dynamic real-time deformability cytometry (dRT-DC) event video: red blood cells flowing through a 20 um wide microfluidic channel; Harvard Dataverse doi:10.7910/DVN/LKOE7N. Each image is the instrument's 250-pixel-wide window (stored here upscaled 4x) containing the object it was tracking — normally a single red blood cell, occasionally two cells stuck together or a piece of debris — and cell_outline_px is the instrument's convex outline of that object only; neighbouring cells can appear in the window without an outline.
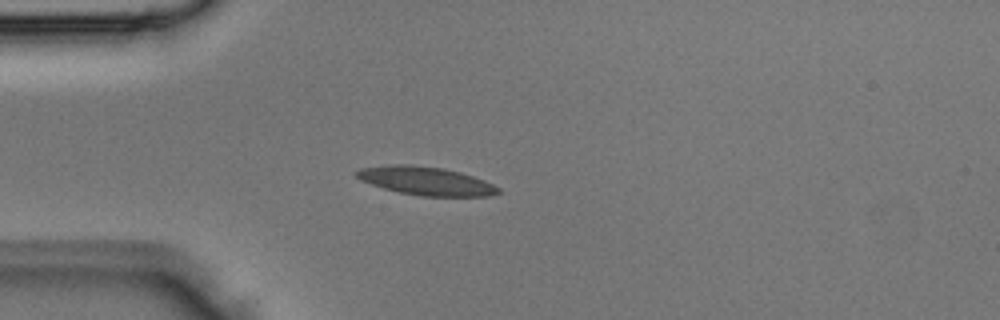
{"species": "Egyptian fruit bat (a non-hibernating species)", "species_latin": "Rousettus aegyptiacus", "temperature_condition": "room temperature", "stored_images_in_passage": 2, "camera_frame_rate_fps": 3000, "um_per_image_px": 0.085, "animal": {"sex": "male"}, "frame": {"image": 1, "passage_image": 2, "time_ms": 0.333, "image_size_px": [1000, 320], "cell_outline_px": [[500, 192], [488, 196], [420, 196], [400, 192], [384, 188], [360, 180], [356, 176], [356, 172], [360, 168], [392, 164], [408, 164], [444, 168], [460, 172], [484, 180], [500, 188]], "centroid_in_image_um": [36.2, 15.37], "position_along_channel_um": 48.8, "area_um2": 23.29}}